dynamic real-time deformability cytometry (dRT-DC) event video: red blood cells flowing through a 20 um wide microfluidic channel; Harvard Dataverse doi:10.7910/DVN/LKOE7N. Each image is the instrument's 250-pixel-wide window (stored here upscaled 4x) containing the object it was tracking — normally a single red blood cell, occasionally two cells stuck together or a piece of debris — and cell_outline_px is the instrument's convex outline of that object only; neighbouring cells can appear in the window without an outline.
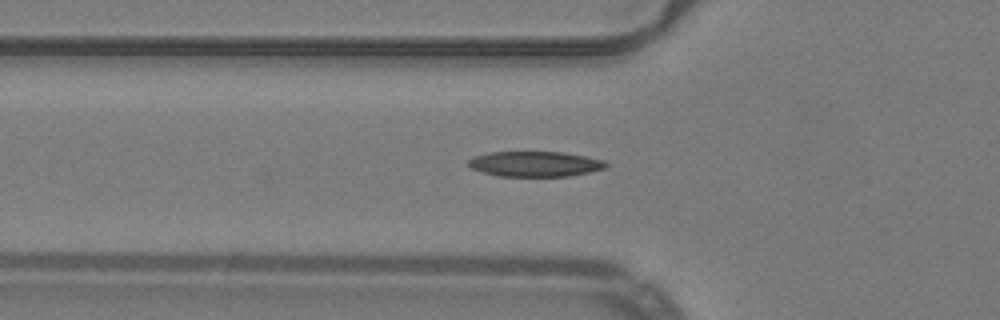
{"species": "common noctule bat (a hibernating species)", "species_latin": "Nyctalus noctula", "temperature_condition": "warm", "stored_images_in_passage": 37, "camera_frame_rate_fps": 3000, "um_per_image_px": 0.085, "animal": {"sex": "male", "body_mass_g": 19.2, "forearm_length_mm": 51.8}, "frame": {"image": 1, "passage_image": 3, "time_ms": 0.667, "image_size_px": [1000, 320], "cell_outline_px": [[608, 168], [568, 176], [500, 176], [484, 172], [472, 168], [468, 164], [468, 160], [472, 156], [488, 152], [564, 152], [604, 160], [608, 164]], "centroid_in_image_um": [45.49, 13.93], "position_along_channel_um": 80.3, "area_um2": 20.23}}
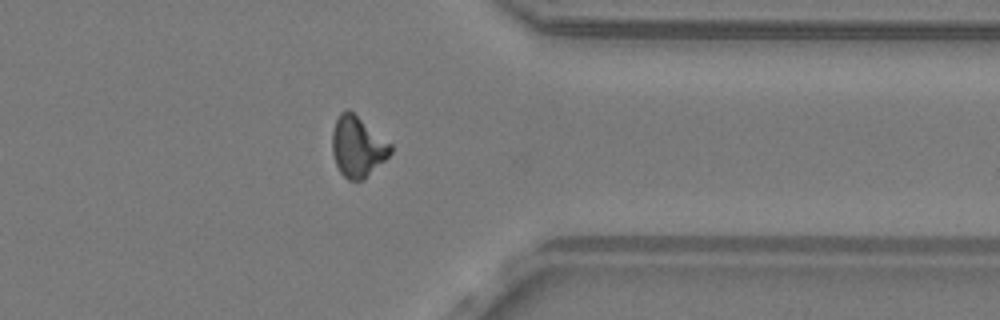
{"frame": {"image": 2, "passage_image": 26, "time_ms": 8.333, "image_size_px": [1000, 320], "cell_outline_px": [[392, 152], [364, 180], [348, 180], [340, 172], [336, 164], [332, 152], [332, 132], [336, 120], [340, 112], [348, 108], [392, 144]], "centroid_in_image_um": [30.39, 12.46], "position_along_channel_um": 381.0, "area_um2": 20.58}}
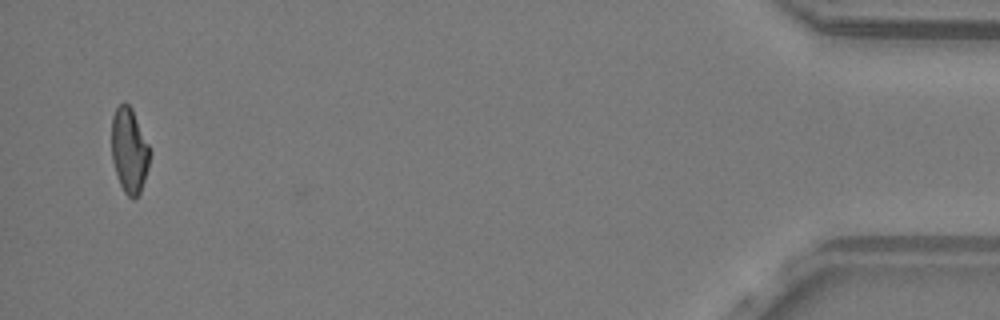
{"frame": {"image": 3, "passage_image": 35, "time_ms": 11.333, "image_size_px": [1000, 320], "cell_outline_px": [[148, 168], [140, 192], [136, 200], [132, 200], [124, 192], [120, 184], [112, 160], [112, 116], [116, 108], [124, 100], [132, 108], [148, 144]], "centroid_in_image_um": [10.97, 12.79], "position_along_channel_um": 424.2, "area_um2": 18.73}}